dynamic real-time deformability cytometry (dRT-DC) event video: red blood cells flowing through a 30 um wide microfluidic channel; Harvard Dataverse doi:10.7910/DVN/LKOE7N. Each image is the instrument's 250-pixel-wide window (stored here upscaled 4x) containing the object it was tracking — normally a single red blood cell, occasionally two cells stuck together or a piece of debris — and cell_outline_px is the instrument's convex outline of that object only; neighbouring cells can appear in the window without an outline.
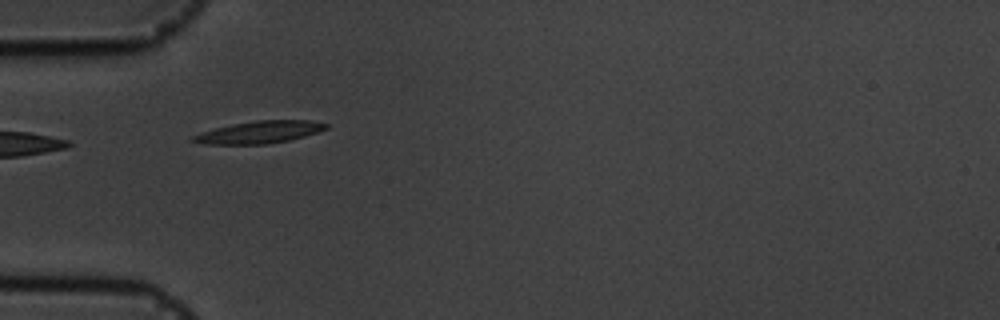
{"species": "common noctule bat (a hibernating species)", "species_latin": "Nyctalus noctula", "temperature_condition": "cold", "stored_images_in_passage": 3, "camera_frame_rate_fps": 3000, "um_per_image_px": 0.085, "animal": {"sex": "male", "body_mass_g": 19.5, "forearm_length_mm": 54.6}, "frame": {"image": 1, "passage_image": 1, "time_ms": 0.0, "image_size_px": [1000, 320], "cell_outline_px": [[328, 128], [304, 136], [288, 140], [268, 144], [204, 144], [188, 140], [192, 136], [200, 132], [232, 124], [256, 120], [312, 120], [328, 124]], "centroid_in_image_um": [22.02, 11.23], "position_along_channel_um": 63.0, "area_um2": 17.22}}